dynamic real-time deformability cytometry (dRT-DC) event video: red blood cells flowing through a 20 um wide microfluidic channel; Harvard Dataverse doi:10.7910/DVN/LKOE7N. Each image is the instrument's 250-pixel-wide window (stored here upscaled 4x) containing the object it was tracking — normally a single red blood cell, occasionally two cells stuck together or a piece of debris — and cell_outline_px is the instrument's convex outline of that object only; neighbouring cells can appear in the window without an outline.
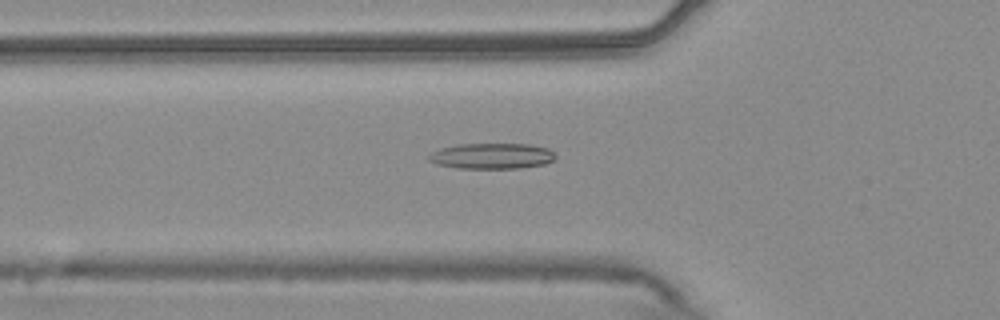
{"species": "common noctule bat (a hibernating species)", "species_latin": "Nyctalus noctula", "temperature_condition": "warm", "stored_images_in_passage": 54, "camera_frame_rate_fps": 3000, "um_per_image_px": 0.085, "animal": {"sex": "male", "body_mass_g": 20.4}, "frame": {"image": 1, "passage_image": 19, "time_ms": 6.0, "image_size_px": [1000, 320], "cell_outline_px": [[556, 160], [544, 164], [520, 168], [456, 168], [436, 164], [428, 160], [428, 156], [432, 152], [440, 148], [460, 144], [528, 144], [548, 148], [556, 156]], "centroid_in_image_um": [41.81, 13.26], "position_along_channel_um": 84.0, "area_um2": 19.02}}
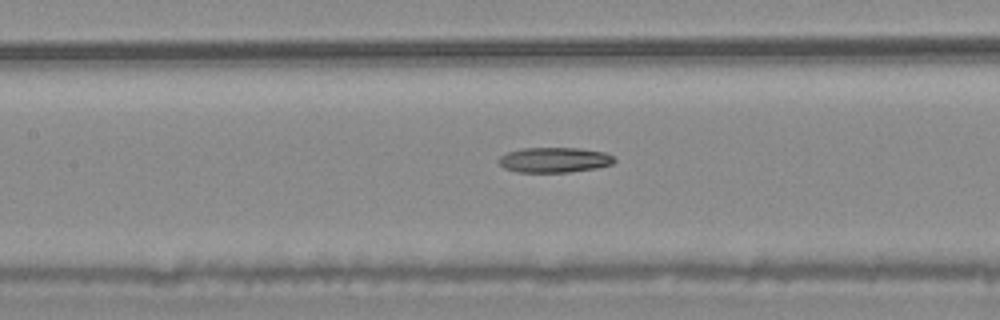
{"frame": {"image": 2, "passage_image": 25, "time_ms": 8.0, "image_size_px": [1000, 320], "cell_outline_px": [[616, 160], [612, 164], [596, 168], [568, 172], [516, 172], [504, 168], [496, 160], [500, 156], [508, 152], [520, 148], [580, 148], [604, 152], [612, 156]], "centroid_in_image_um": [47.09, 13.59], "position_along_channel_um": 160.3, "area_um2": 16.99}}
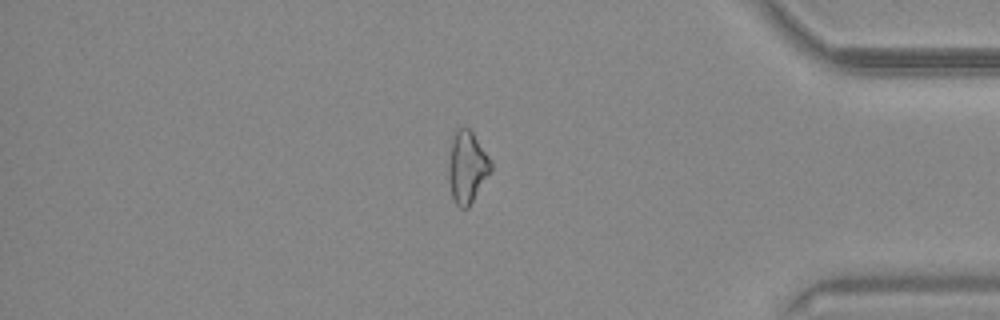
{"frame": {"image": 3, "passage_image": 46, "time_ms": 15.0, "image_size_px": [1000, 320], "cell_outline_px": [[492, 168], [468, 208], [460, 208], [456, 204], [452, 196], [448, 180], [448, 164], [452, 140], [456, 128], [468, 128], [472, 132], [492, 160]], "centroid_in_image_um": [39.69, 14.2], "position_along_channel_um": 395.5, "area_um2": 17.57}}